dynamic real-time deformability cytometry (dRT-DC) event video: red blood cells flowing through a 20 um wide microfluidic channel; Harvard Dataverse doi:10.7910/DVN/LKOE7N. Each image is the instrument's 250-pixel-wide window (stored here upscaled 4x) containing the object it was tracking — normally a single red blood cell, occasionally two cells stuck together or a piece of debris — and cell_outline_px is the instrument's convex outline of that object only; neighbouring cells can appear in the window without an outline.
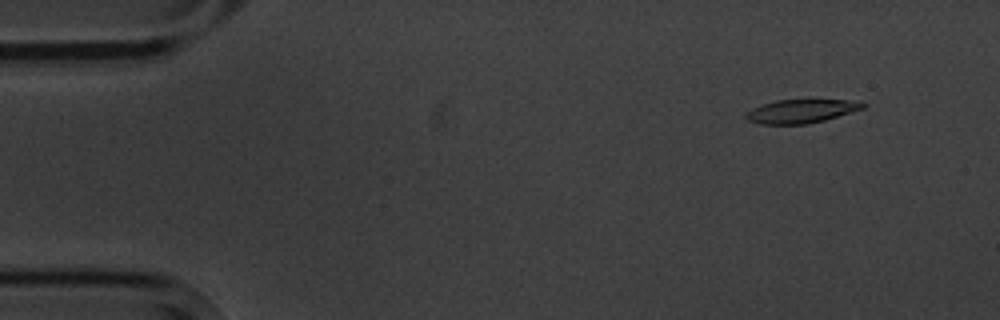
{"species": "common noctule bat (a hibernating species)", "species_latin": "Nyctalus noctula", "temperature_condition": "cold", "stored_images_in_passage": 6, "camera_frame_rate_fps": 3000, "um_per_image_px": 0.085, "animal": {"sex": "male", "body_mass_g": 20.1, "forearm_length_mm": 53.5}, "frame": {"image": 1, "passage_image": 2, "time_ms": 1.333, "image_size_px": [1000, 320], "cell_outline_px": [[868, 104], [864, 108], [824, 120], [804, 124], [760, 124], [748, 120], [744, 116], [752, 108], [776, 100], [860, 100]], "centroid_in_image_um": [68.13, 9.44], "position_along_channel_um": 16.9, "area_um2": 15.95}}
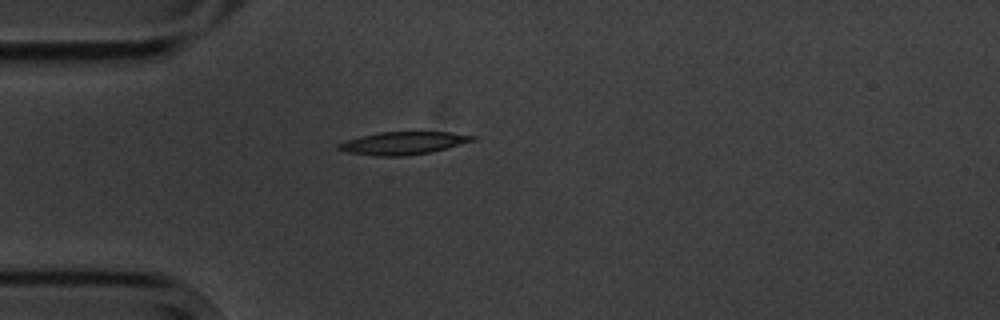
{"frame": {"image": 2, "passage_image": 5, "time_ms": 4.667, "image_size_px": [1000, 320], "cell_outline_px": [[476, 140], [448, 148], [432, 152], [408, 156], [376, 156], [348, 152], [336, 148], [336, 144], [360, 136], [380, 132], [452, 132], [476, 136]], "centroid_in_image_um": [34.3, 12.17], "position_along_channel_um": 50.7, "area_um2": 17.86}}